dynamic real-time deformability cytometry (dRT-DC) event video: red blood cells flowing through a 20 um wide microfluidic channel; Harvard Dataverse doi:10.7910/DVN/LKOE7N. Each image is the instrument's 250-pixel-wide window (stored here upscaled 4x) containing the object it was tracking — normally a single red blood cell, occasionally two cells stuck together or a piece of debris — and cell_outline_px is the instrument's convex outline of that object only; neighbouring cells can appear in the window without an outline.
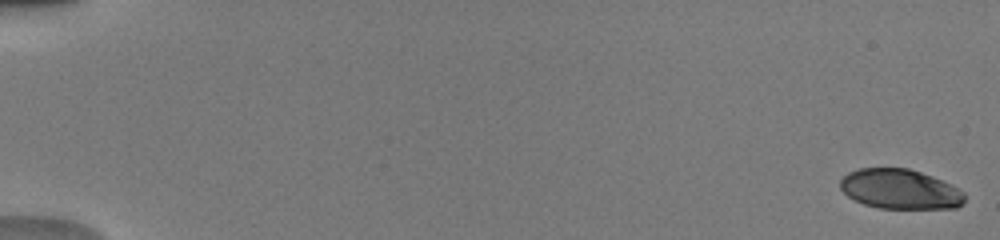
{"species": "human", "species_latin": "Homo sapiens", "temperature_condition": "warm", "stored_images_in_passage": 52, "camera_frame_rate_fps": 3000, "um_per_image_px": 0.085, "donor": {"sex": "male"}, "frame": {"image": 1, "passage_image": 1, "time_ms": 0.0, "image_size_px": [1000, 240], "cell_outline_px": [[964, 200], [956, 208], [880, 208], [864, 204], [848, 196], [840, 188], [840, 180], [848, 172], [860, 168], [908, 168], [932, 176], [964, 192]], "centroid_in_image_um": [76.47, 16.07], "position_along_channel_um": 8.5, "area_um2": 28.5}}
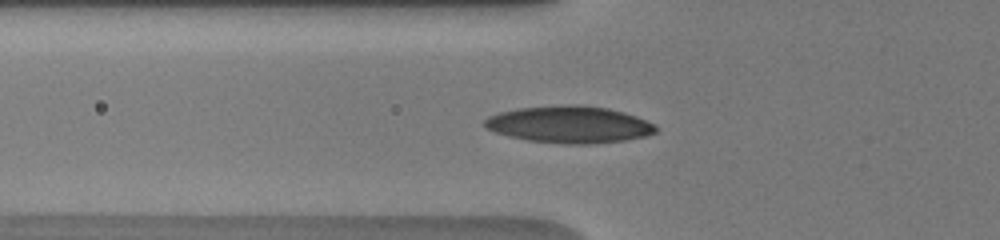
{"frame": {"image": 2, "passage_image": 20, "time_ms": 6.333, "image_size_px": [1000, 240], "cell_outline_px": [[656, 132], [644, 136], [624, 140], [592, 144], [564, 144], [528, 140], [508, 136], [496, 132], [488, 128], [484, 124], [484, 120], [488, 116], [500, 112], [520, 108], [568, 104], [580, 104], [608, 108], [624, 112], [636, 116], [656, 124]], "centroid_in_image_um": [48.41, 10.58], "position_along_channel_um": 77.4, "area_um2": 36.82}}
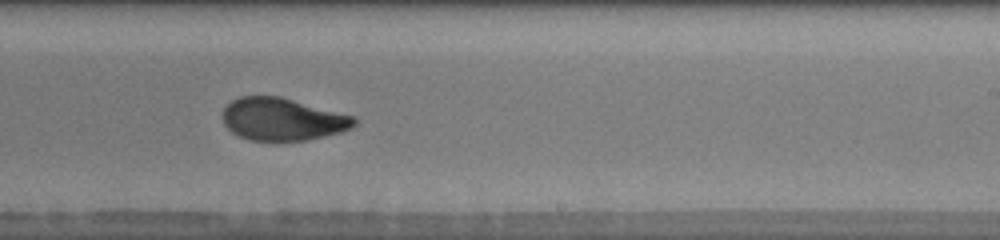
{"frame": {"image": 3, "passage_image": 34, "time_ms": 11.0, "image_size_px": [1000, 240], "cell_outline_px": [[356, 124], [352, 128], [340, 132], [308, 140], [248, 140], [232, 132], [224, 124], [224, 108], [232, 100], [240, 96], [280, 96], [352, 116], [356, 120]], "centroid_in_image_um": [24.0, 10.13], "position_along_channel_um": 265.0, "area_um2": 32.19}, "authors_computed_cell_mechanics": {"area_um2": 32.3102, "velocity_mm_per_s": 4.0176, "shape_relaxation_time_tau1_ms": 6.7825, "shape_relaxation_time_tau2_ms": 1.1722, "deformation_change_tau1": 0.2359, "deformation_change_tau2": 0.06}}